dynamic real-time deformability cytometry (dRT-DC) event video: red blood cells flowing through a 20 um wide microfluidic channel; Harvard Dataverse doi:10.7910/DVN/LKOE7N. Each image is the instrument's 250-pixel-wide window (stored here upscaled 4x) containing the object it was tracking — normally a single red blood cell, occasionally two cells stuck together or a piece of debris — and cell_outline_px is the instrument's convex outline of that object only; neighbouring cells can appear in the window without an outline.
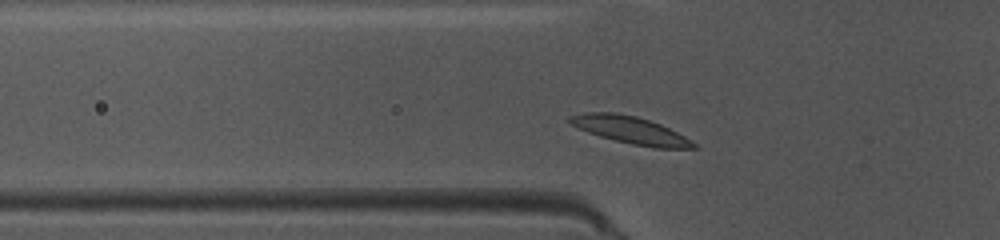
{"species": "common noctule bat (a hibernating species)", "species_latin": "Nyctalus noctula", "temperature_condition": "warm", "stored_images_in_passage": 37, "camera_frame_rate_fps": 3000, "um_per_image_px": 0.085, "animal": {"sex": "female", "body_mass_g": 10.0, "forearm_length_mm": 53.1}, "frame": {"image": 1, "passage_image": 4, "time_ms": 1.0, "image_size_px": [1000, 240], "cell_outline_px": [[700, 148], [652, 148], [632, 144], [600, 136], [588, 132], [572, 124], [568, 120], [568, 116], [584, 112], [616, 112], [636, 116], [660, 124], [684, 136], [696, 144]], "centroid_in_image_um": [53.59, 11.05], "position_along_channel_um": 72.2, "area_um2": 19.48}}
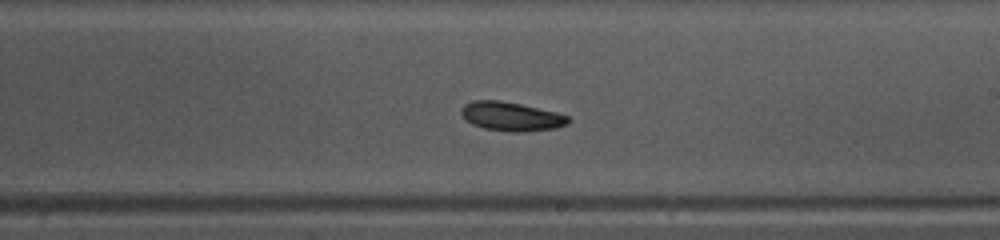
{"frame": {"image": 2, "passage_image": 17, "time_ms": 5.333, "image_size_px": [1000, 240], "cell_outline_px": [[572, 120], [568, 124], [556, 128], [528, 132], [508, 132], [484, 128], [472, 124], [464, 120], [460, 112], [464, 104], [472, 100], [500, 100], [520, 104], [556, 112], [568, 116]], "centroid_in_image_um": [43.45, 9.91], "position_along_channel_um": 245.5, "area_um2": 18.32}}
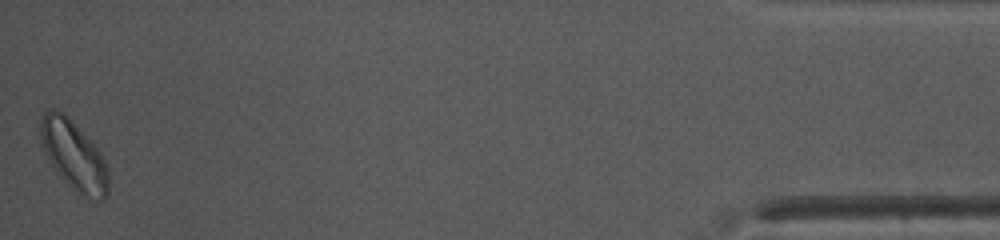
{"frame": {"image": 3, "passage_image": 37, "time_ms": 12.0, "image_size_px": [1000, 240], "cell_outline_px": [[108, 196], [104, 200], [100, 200], [88, 196], [80, 192], [68, 184], [56, 172], [48, 160], [44, 152], [40, 140], [40, 120], [44, 112], [52, 108], [56, 108], [64, 112], [100, 152], [104, 160], [108, 172]], "centroid_in_image_um": [6.24, 13.17], "position_along_channel_um": 429.0, "area_um2": 27.11}, "authors_computed_cell_mechanics": {"area_um2": 18.6116, "velocity_mm_per_s": 3.9843, "shape_relaxation_time_tau1_ms": 1.8549, "shape_relaxation_time_tau2_ms": 3.5344, "deformation_change_tau1": 0.0842, "deformation_change_tau2": 0.0969}}